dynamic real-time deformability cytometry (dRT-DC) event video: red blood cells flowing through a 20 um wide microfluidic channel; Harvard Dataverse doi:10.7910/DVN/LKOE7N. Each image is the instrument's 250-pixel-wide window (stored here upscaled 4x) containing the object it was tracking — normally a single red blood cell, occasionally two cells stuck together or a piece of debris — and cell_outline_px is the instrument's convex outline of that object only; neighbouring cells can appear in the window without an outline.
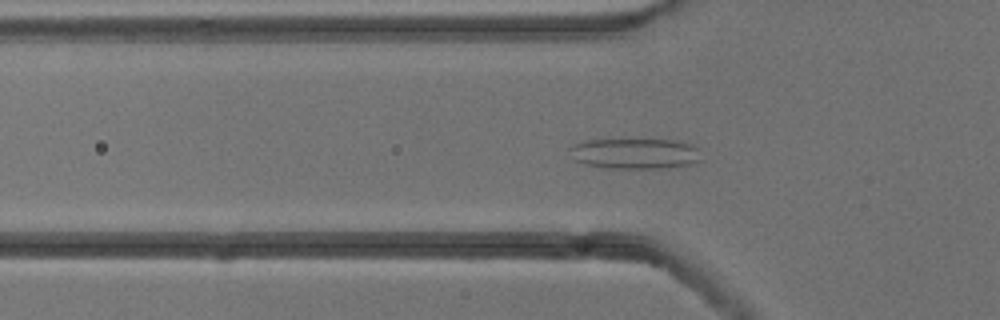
{"species": "common noctule bat (a hibernating species)", "species_latin": "Nyctalus noctula", "temperature_condition": "cold", "stored_images_in_passage": 46, "segment_of_instrument_passage": [1, 2], "camera_frame_rate_fps": 3000, "um_per_image_px": 0.085, "animal": {"sex": "male", "body_mass_g": 13.3}, "frame": {"image": 1, "passage_image": 9, "time_ms": 2.667, "image_size_px": [1000, 320], "cell_outline_px": [[700, 160], [692, 164], [668, 168], [604, 168], [588, 164], [576, 160], [568, 148], [572, 144], [588, 140], [672, 140], [692, 144], [700, 148]], "centroid_in_image_um": [54.02, 13.05], "position_along_channel_um": 71.8, "area_um2": 23.41}}
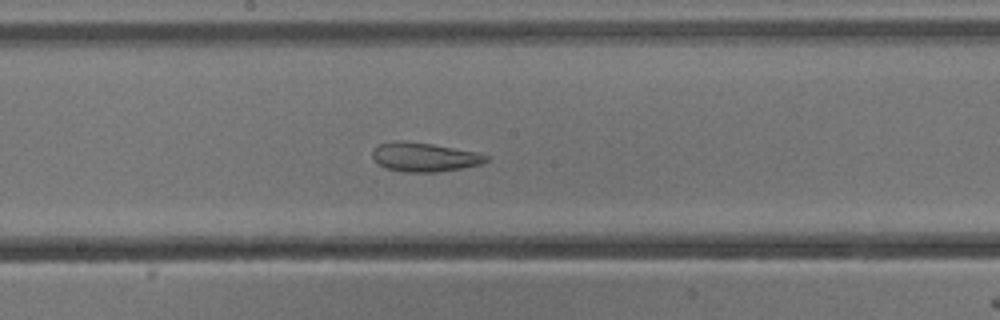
{"frame": {"image": 2, "passage_image": 20, "time_ms": 6.333, "image_size_px": [1000, 320], "cell_outline_px": [[488, 160], [484, 164], [436, 172], [404, 172], [384, 168], [372, 156], [372, 152], [380, 144], [400, 140], [432, 144], [476, 152], [488, 156]], "centroid_in_image_um": [36.09, 13.36], "position_along_channel_um": 212.1, "area_um2": 19.02}}
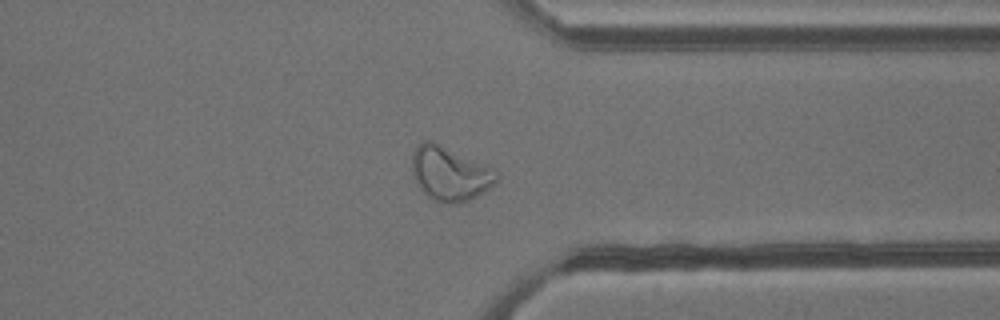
{"frame": {"image": 3, "passage_image": 33, "time_ms": 10.667, "image_size_px": [1000, 320], "cell_outline_px": [[500, 176], [488, 188], [476, 196], [468, 200], [456, 204], [448, 204], [432, 200], [416, 184], [412, 172], [412, 152], [416, 144], [424, 140], [432, 140], [492, 168], [500, 172]], "centroid_in_image_um": [38.19, 14.74], "position_along_channel_um": 373.2, "area_um2": 26.7}}